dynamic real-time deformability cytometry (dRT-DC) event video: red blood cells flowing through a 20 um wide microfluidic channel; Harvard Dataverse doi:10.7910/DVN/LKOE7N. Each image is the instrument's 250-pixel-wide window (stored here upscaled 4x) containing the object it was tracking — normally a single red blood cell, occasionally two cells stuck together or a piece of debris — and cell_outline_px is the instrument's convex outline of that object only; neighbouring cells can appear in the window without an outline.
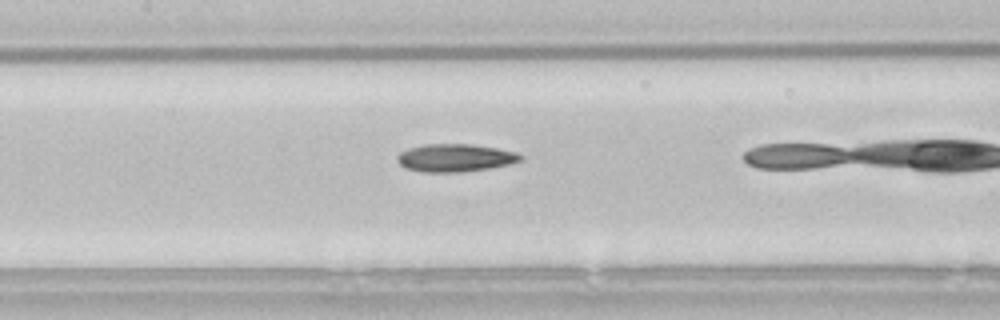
{"species": "common noctule bat (a hibernating species)", "species_latin": "Nyctalus noctula", "temperature_condition": "room temperature", "stored_images_in_passage": 37, "camera_frame_rate_fps": 3000, "um_per_image_px": 0.085, "animal": {"sex": "male", "body_mass_g": 21.5, "forearm_length_mm": 52.0}, "frame": {"image": 1, "passage_image": 21, "time_ms": 6.667, "image_size_px": [1000, 320], "cell_outline_px": [[524, 156], [520, 160], [508, 164], [488, 168], [460, 172], [424, 172], [404, 168], [396, 160], [396, 156], [400, 152], [408, 148], [428, 144], [472, 144], [496, 148], [516, 152]], "centroid_in_image_um": [38.65, 13.41], "position_along_channel_um": 168.8, "area_um2": 19.88}}
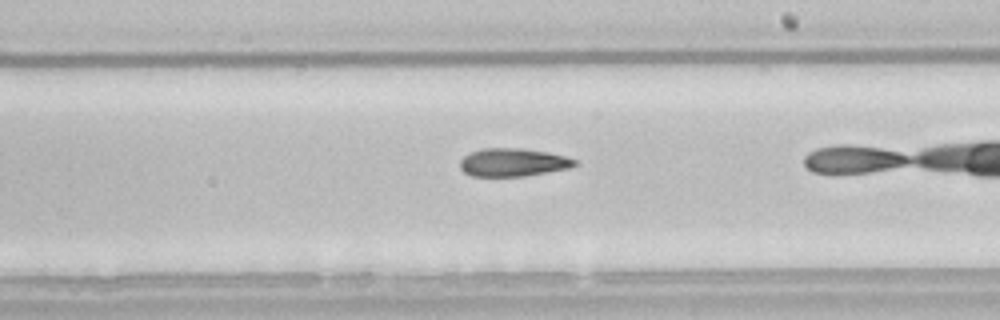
{"frame": {"image": 2, "passage_image": 27, "time_ms": 8.667, "image_size_px": [1000, 320], "cell_outline_px": [[576, 164], [568, 168], [524, 176], [472, 176], [464, 172], [460, 168], [460, 160], [468, 152], [484, 148], [524, 148], [548, 152], [564, 156], [576, 160]], "centroid_in_image_um": [43.55, 13.79], "position_along_channel_um": 245.4, "area_um2": 18.73}}